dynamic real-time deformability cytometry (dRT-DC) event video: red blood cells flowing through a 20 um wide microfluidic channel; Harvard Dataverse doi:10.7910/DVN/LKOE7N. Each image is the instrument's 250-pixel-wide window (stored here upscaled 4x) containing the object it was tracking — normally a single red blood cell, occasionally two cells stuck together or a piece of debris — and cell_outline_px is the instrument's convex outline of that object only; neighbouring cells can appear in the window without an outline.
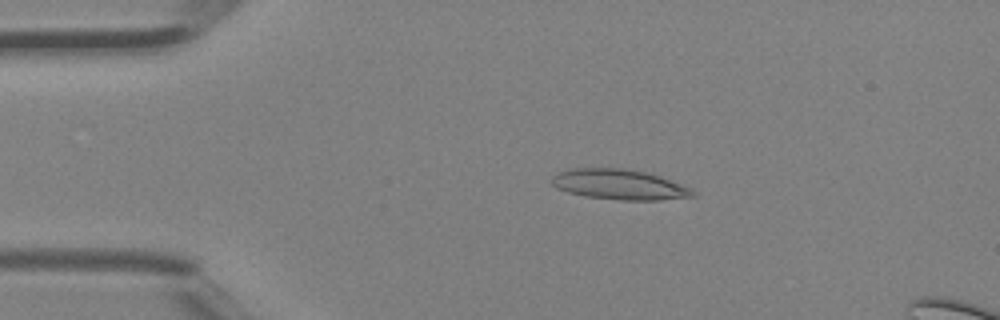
{"species": "Egyptian fruit bat (a non-hibernating species)", "species_latin": "Rousettus aegyptiacus", "temperature_condition": "room temperature", "stored_images_in_passage": 39, "segment_of_instrument_passage": [1, 2], "camera_frame_rate_fps": 3000, "um_per_image_px": 0.085, "animal": {"sex": "female"}, "frame": {"image": 1, "passage_image": 2, "time_ms": 0.333, "image_size_px": [1000, 320], "cell_outline_px": [[696, 196], [660, 200], [620, 200], [584, 196], [568, 192], [556, 188], [552, 184], [552, 176], [560, 172], [572, 168], [624, 168], [644, 172], [660, 176], [688, 188], [696, 192]], "centroid_in_image_um": [52.61, 15.69], "position_along_channel_um": 32.4, "area_um2": 24.68}}
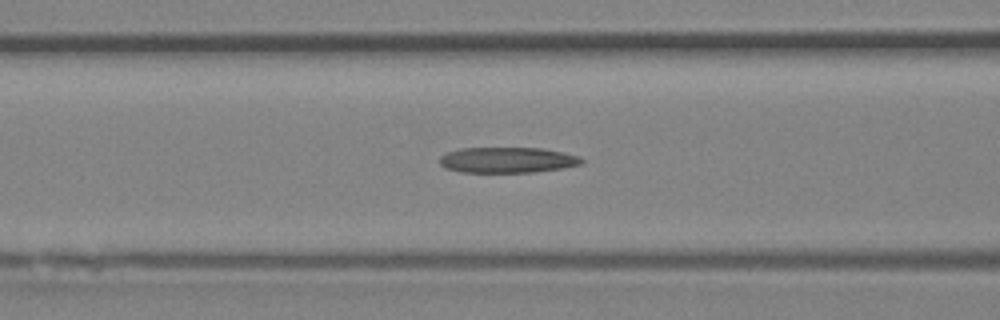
{"frame": {"image": 2, "passage_image": 11, "time_ms": 3.333, "image_size_px": [1000, 320], "cell_outline_px": [[584, 160], [580, 164], [560, 168], [532, 172], [464, 172], [444, 168], [440, 164], [440, 156], [448, 152], [460, 148], [540, 148], [580, 156]], "centroid_in_image_um": [43.09, 13.6], "position_along_channel_um": 123.5, "area_um2": 20.98}}
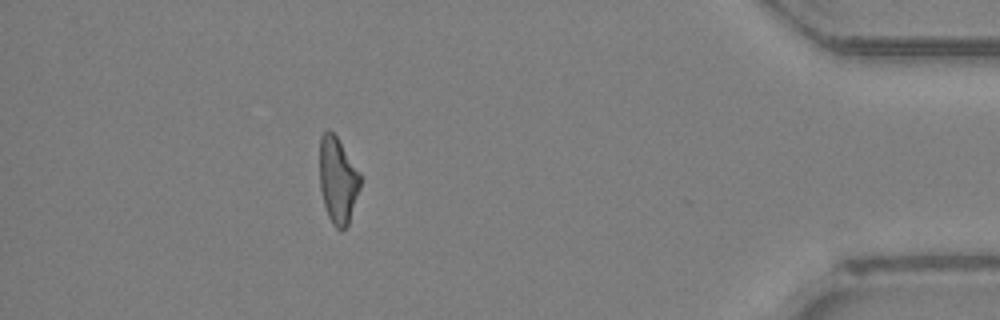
{"frame": {"image": 3, "passage_image": 33, "time_ms": 10.667, "image_size_px": [1000, 320], "cell_outline_px": [[360, 188], [348, 224], [340, 232], [332, 224], [328, 216], [324, 204], [320, 188], [320, 136], [328, 128], [336, 136], [360, 172]], "centroid_in_image_um": [28.71, 15.33], "position_along_channel_um": 406.5, "area_um2": 20.35}}